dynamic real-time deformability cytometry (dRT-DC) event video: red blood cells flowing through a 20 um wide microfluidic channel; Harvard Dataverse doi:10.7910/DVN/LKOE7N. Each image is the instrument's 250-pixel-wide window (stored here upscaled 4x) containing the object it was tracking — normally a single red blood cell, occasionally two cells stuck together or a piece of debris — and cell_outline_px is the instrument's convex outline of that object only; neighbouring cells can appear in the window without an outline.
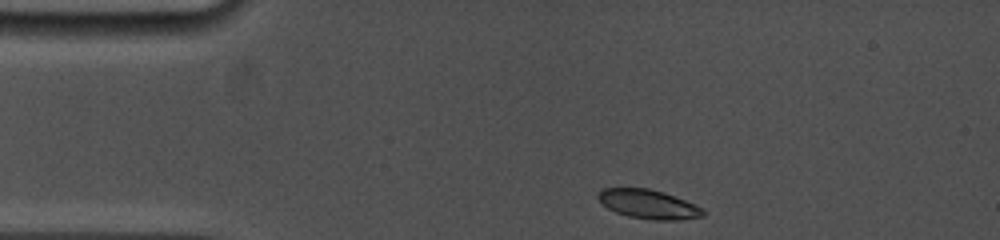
{"species": "common noctule bat (a hibernating species)", "species_latin": "Nyctalus noctula", "temperature_condition": "cold", "stored_images_in_passage": 29, "camera_frame_rate_fps": 5000, "um_per_image_px": 0.085, "animal": {"sex": "female", "body_mass_g": 19.0, "forearm_length_mm": 53.3}, "frame": {"image": 1, "passage_image": 1, "time_ms": 0.0, "image_size_px": [1000, 240], "cell_outline_px": [[704, 216], [680, 220], [652, 220], [628, 216], [616, 212], [608, 208], [596, 196], [596, 192], [600, 188], [648, 188], [664, 192], [696, 204], [704, 208]], "centroid_in_image_um": [55.13, 17.35], "position_along_channel_um": 29.9, "area_um2": 17.98}}
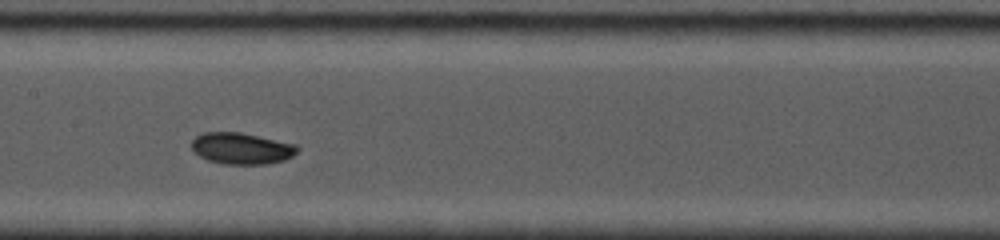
{"frame": {"image": 2, "passage_image": 13, "time_ms": 5.4, "image_size_px": [1000, 240], "cell_outline_px": [[300, 148], [292, 156], [284, 160], [268, 164], [224, 164], [208, 160], [200, 156], [192, 148], [192, 140], [200, 132], [240, 132], [296, 144]], "centroid_in_image_um": [20.54, 12.61], "position_along_channel_um": 186.9, "area_um2": 19.36}}
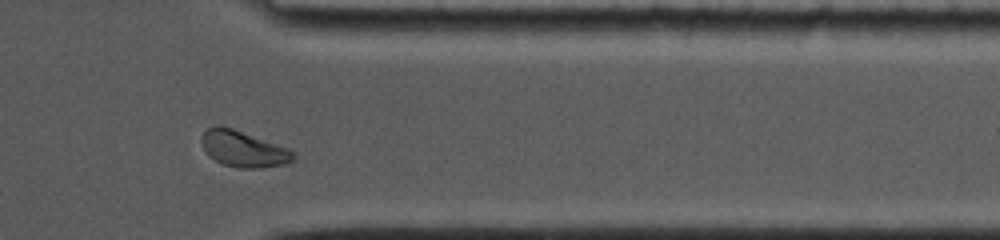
{"frame": {"image": 3, "passage_image": 25, "time_ms": 10.8, "image_size_px": [1000, 240], "cell_outline_px": [[296, 156], [292, 160], [284, 164], [260, 168], [240, 168], [220, 164], [208, 156], [200, 140], [200, 136], [204, 128], [212, 124], [220, 124], [232, 128], [288, 148]], "centroid_in_image_um": [20.59, 12.63], "position_along_channel_um": 390.8, "area_um2": 19.59}, "authors_computed_cell_mechanics": {"area_um2": 19.074, "velocity_mm_per_s": 3.7675, "shape_relaxation_time_tau1_ms": 3.3659, "shape_relaxation_time_tau2_ms": null, "deformation_change_tau1": 0.1061, "deformation_change_tau2": null}}